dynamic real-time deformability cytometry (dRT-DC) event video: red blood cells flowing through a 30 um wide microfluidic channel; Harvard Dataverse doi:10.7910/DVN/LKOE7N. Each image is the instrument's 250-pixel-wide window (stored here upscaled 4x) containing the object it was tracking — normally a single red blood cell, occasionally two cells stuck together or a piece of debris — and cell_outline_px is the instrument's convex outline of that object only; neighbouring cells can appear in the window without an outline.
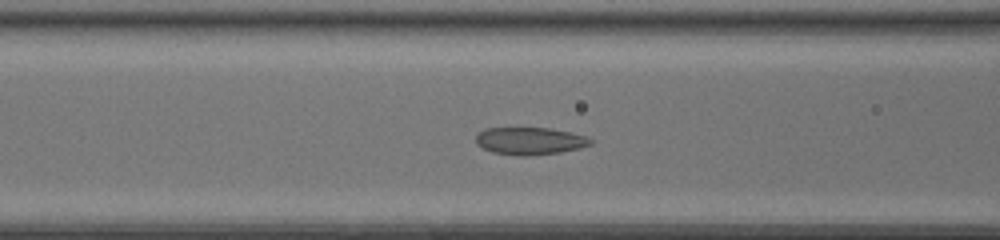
{"species": "common noctule bat (a hibernating species)", "species_latin": "Nyctalus noctula", "temperature_condition": "room temperature", "stored_images_in_passage": 45, "camera_frame_rate_fps": 3000, "um_per_image_px": 0.085, "animal": {"sex": "female", "body_mass_g": 20.0, "forearm_length_mm": 54.0}, "frame": {"image": 1, "passage_image": 18, "time_ms": 5.667, "image_size_px": [1000, 240], "cell_outline_px": [[592, 144], [580, 148], [560, 152], [524, 156], [520, 156], [492, 152], [476, 144], [476, 136], [484, 128], [548, 128], [568, 132], [584, 136], [592, 140]], "centroid_in_image_um": [45.01, 11.98], "position_along_channel_um": 121.6, "area_um2": 18.09}}
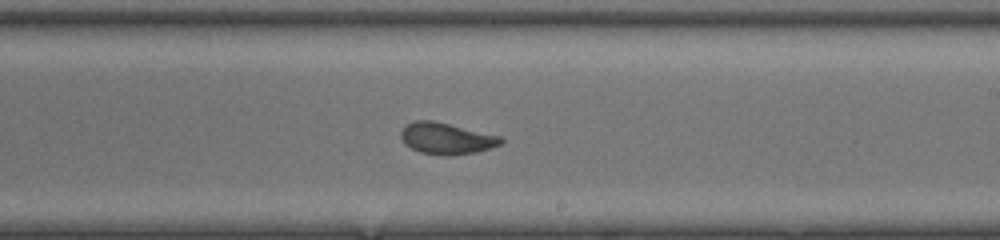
{"frame": {"image": 2, "passage_image": 27, "time_ms": 8.667, "image_size_px": [1000, 240], "cell_outline_px": [[504, 140], [500, 144], [476, 152], [420, 152], [404, 144], [400, 136], [400, 132], [408, 124], [416, 120], [432, 120], [500, 136]], "centroid_in_image_um": [37.91, 11.71], "position_along_channel_um": 251.1, "area_um2": 17.22}}
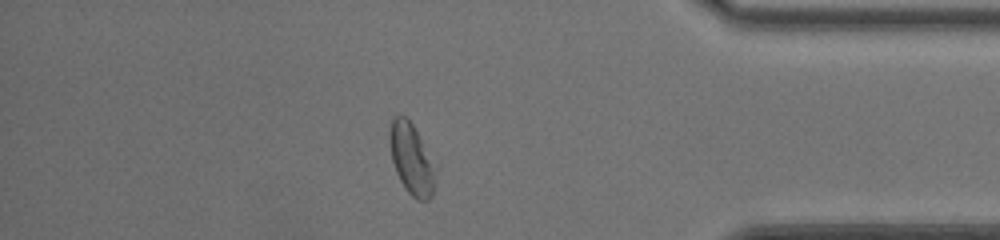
{"frame": {"image": 3, "passage_image": 39, "time_ms": 12.667, "image_size_px": [1000, 240], "cell_outline_px": [[440, 164], [432, 196], [428, 200], [416, 200], [408, 192], [400, 180], [396, 172], [392, 160], [388, 140], [388, 132], [392, 116], [400, 112], [412, 124]], "centroid_in_image_um": [35.04, 13.48], "position_along_channel_um": 400.2, "area_um2": 20.23}, "authors_computed_cell_mechanics": {"area_um2": 19.1318, "velocity_mm_per_s": 4.3242, "shape_relaxation_time_tau1_ms": 10.6002, "shape_relaxation_time_tau2_ms": 1.0299, "deformation_change_tau1": 0.2377, "deformation_change_tau2": 0.0524}}